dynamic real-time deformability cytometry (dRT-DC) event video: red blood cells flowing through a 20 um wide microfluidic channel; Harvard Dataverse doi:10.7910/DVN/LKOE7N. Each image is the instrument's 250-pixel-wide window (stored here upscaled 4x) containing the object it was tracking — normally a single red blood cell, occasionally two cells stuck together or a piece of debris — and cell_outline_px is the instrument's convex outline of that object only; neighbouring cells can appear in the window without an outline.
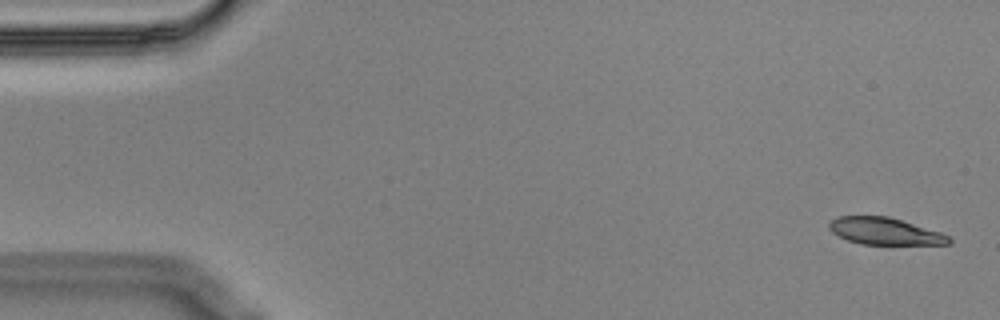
{"species": "Egyptian fruit bat (a non-hibernating species)", "species_latin": "Rousettus aegyptiacus", "temperature_condition": "cold", "stored_images_in_passage": 57, "segment_of_instrument_passage": [1, 2], "camera_frame_rate_fps": 3000, "um_per_image_px": 0.085, "animal": {"sex": "male"}, "frame": {"image": 1, "passage_image": 2, "time_ms": 0.333, "image_size_px": [1000, 320], "cell_outline_px": [[952, 244], [860, 244], [848, 240], [832, 232], [828, 228], [828, 224], [836, 216], [888, 216], [940, 232], [948, 236], [952, 240]], "centroid_in_image_um": [75.19, 19.65], "position_along_channel_um": 9.8, "area_um2": 18.67}}
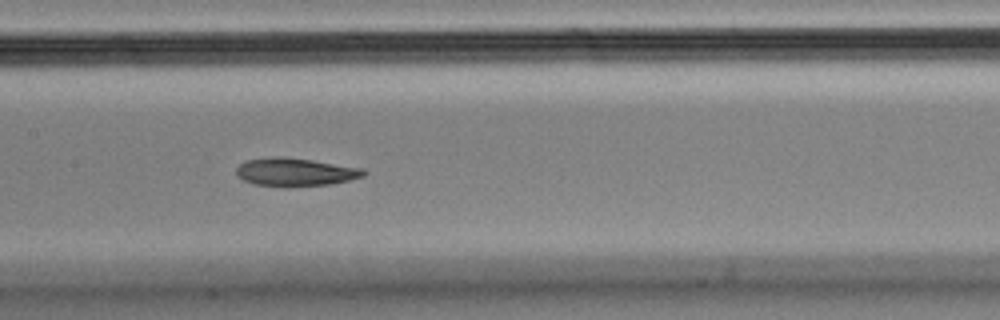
{"frame": {"image": 2, "passage_image": 27, "time_ms": 8.667, "image_size_px": [1000, 320], "cell_outline_px": [[368, 172], [364, 176], [348, 180], [328, 184], [288, 188], [252, 184], [236, 176], [236, 168], [240, 164], [248, 160], [272, 156], [280, 156], [312, 160], [364, 168]], "centroid_in_image_um": [25.09, 14.64], "position_along_channel_um": 182.3, "area_um2": 21.21}}
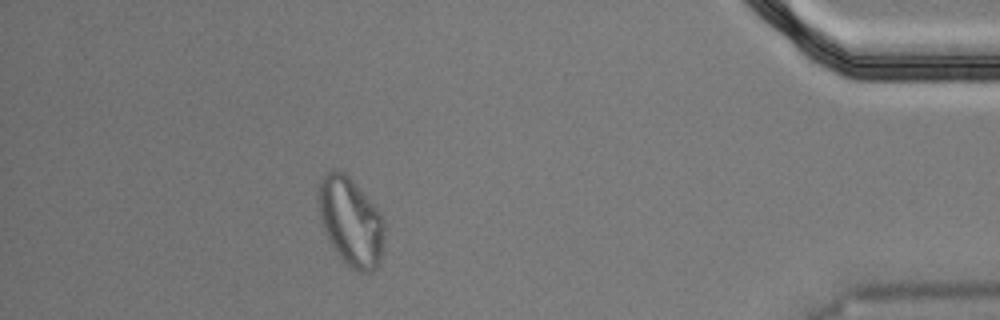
{"frame": {"image": 3, "passage_image": 50, "time_ms": 16.333, "image_size_px": [1000, 320], "cell_outline_px": [[384, 232], [380, 264], [372, 272], [356, 272], [340, 256], [332, 244], [324, 228], [316, 204], [316, 192], [320, 176], [324, 172], [336, 168], [344, 172], [352, 180], [380, 212], [384, 220]], "centroid_in_image_um": [29.78, 18.78], "position_along_channel_um": 405.4, "area_um2": 34.22}}